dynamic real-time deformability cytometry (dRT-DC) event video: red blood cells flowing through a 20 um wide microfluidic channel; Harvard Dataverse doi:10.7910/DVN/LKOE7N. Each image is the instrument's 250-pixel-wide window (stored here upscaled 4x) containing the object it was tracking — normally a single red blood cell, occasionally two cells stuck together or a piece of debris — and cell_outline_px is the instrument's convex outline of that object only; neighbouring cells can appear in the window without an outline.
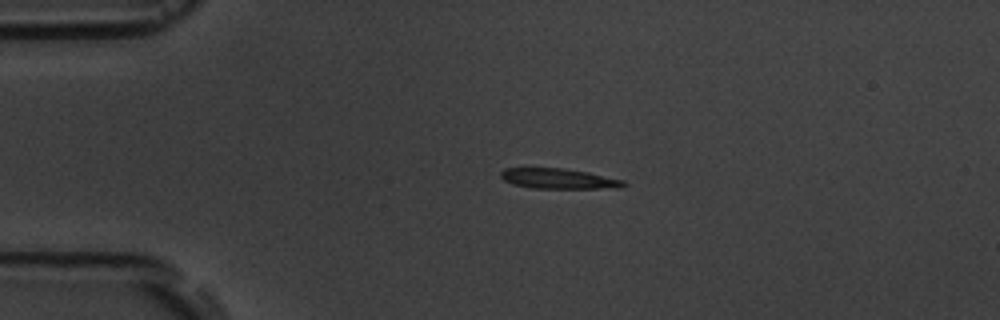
{"species": "common noctule bat (a hibernating species)", "species_latin": "Nyctalus noctula", "temperature_condition": "room temperature", "stored_images_in_passage": 4, "camera_frame_rate_fps": 3000, "um_per_image_px": 0.085, "animal": {"sex": "male", "body_mass_g": 19.5, "forearm_length_mm": 54.6}, "frame": {"image": 1, "passage_image": 3, "time_ms": 2.333, "image_size_px": [1000, 320], "cell_outline_px": [[628, 184], [616, 188], [532, 188], [512, 184], [504, 180], [500, 176], [500, 172], [504, 168], [564, 168], [588, 172], [624, 180]], "centroid_in_image_um": [47.47, 15.18], "position_along_channel_um": 37.5, "area_um2": 14.51}}